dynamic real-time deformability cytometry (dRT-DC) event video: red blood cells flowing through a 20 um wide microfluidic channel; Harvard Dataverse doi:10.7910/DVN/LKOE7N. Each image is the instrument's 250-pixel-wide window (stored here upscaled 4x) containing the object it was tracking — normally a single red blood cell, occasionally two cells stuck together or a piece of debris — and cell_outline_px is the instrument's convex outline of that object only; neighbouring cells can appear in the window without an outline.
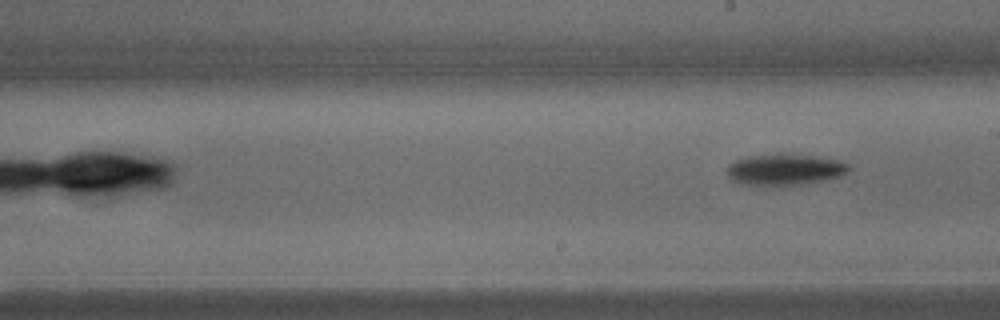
{"species": "common noctule bat (a hibernating species)", "species_latin": "Nyctalus noctula", "temperature_condition": "warm", "stored_images_in_passage": 13, "camera_frame_rate_fps": 3000, "um_per_image_px": 0.085, "animal": {"sex": "male", "body_mass_g": 15.6}, "frame": {"image": 1, "passage_image": 13, "time_ms": 4.0, "image_size_px": [1000, 320], "cell_outline_px": [[852, 168], [848, 172], [840, 176], [824, 180], [800, 184], [740, 184], [732, 180], [728, 176], [728, 164], [736, 160], [748, 156], [812, 156], [840, 160], [848, 164]], "centroid_in_image_um": [66.74, 14.43], "position_along_channel_um": 222.3, "area_um2": 21.21}}